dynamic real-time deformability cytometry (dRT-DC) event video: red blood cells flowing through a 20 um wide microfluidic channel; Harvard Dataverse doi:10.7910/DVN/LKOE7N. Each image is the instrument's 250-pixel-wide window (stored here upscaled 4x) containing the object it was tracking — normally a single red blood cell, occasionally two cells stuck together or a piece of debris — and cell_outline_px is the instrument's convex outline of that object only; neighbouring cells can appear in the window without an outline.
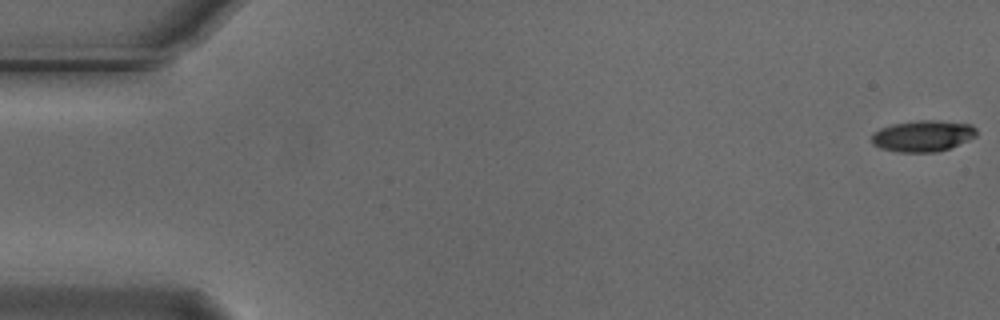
{"species": "Egyptian fruit bat (a non-hibernating species)", "species_latin": "Rousettus aegyptiacus", "temperature_condition": "cold", "stored_images_in_passage": 7, "camera_frame_rate_fps": 3000, "um_per_image_px": 0.085, "animal": {"sex": "male"}, "frame": {"image": 1, "passage_image": 1, "time_ms": 0.0, "image_size_px": [1000, 320], "cell_outline_px": [[976, 136], [968, 140], [948, 148], [936, 152], [896, 152], [880, 148], [872, 144], [872, 136], [880, 128], [892, 124], [920, 120], [940, 120], [972, 124], [976, 128]], "centroid_in_image_um": [78.45, 11.55], "position_along_channel_um": 6.6, "area_um2": 19.07}}